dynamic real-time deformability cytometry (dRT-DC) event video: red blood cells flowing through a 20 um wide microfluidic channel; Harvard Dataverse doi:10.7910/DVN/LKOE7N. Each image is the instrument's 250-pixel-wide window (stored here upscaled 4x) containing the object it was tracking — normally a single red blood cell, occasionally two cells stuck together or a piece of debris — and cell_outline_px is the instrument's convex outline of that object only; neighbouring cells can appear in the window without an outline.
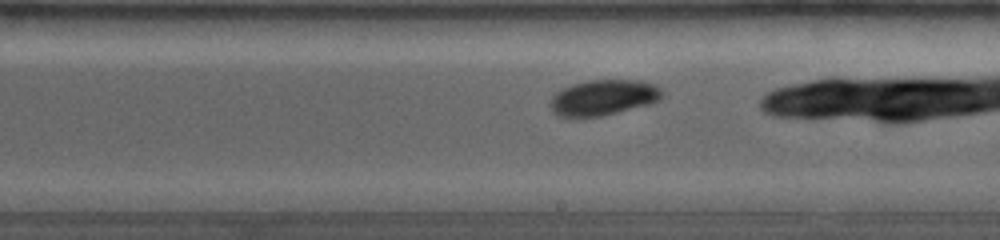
{"species": "common noctule bat (a hibernating species)", "species_latin": "Nyctalus noctula", "temperature_condition": "room temperature", "stored_images_in_passage": 30, "camera_frame_rate_fps": 4000, "um_per_image_px": 0.085, "animal": {"sex": "female", "body_mass_g": 19.0, "forearm_length_mm": 53.3}, "frame": {"image": 1, "passage_image": 13, "time_ms": 4.0, "image_size_px": [1000, 240], "cell_outline_px": [[664, 96], [660, 100], [648, 104], [600, 116], [556, 116], [552, 112], [548, 104], [552, 96], [556, 92], [572, 84], [588, 80], [640, 80], [656, 84], [664, 92]], "centroid_in_image_um": [51.29, 8.27], "position_along_channel_um": 237.7, "area_um2": 23.24}}